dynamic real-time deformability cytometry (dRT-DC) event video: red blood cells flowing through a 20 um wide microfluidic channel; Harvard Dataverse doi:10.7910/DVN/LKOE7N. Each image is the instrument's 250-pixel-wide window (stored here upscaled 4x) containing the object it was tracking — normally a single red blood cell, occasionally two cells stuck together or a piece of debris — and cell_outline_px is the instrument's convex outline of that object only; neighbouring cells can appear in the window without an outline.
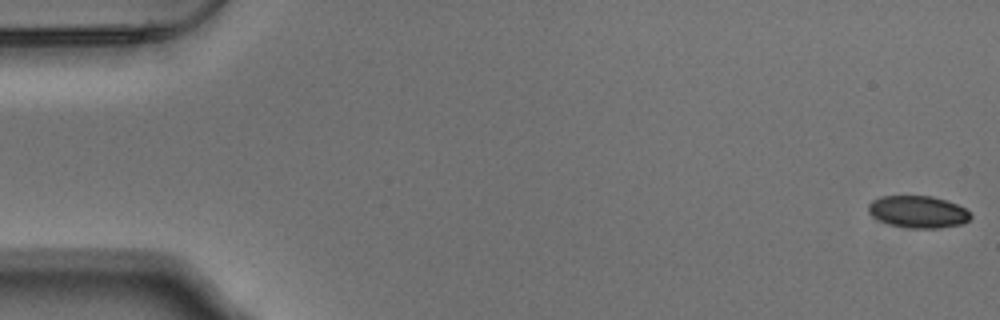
{"species": "Egyptian fruit bat (a non-hibernating species)", "species_latin": "Rousettus aegyptiacus", "temperature_condition": "warm", "stored_images_in_passage": 32, "camera_frame_rate_fps": 3000, "um_per_image_px": 0.085, "animal": {"sex": "male"}, "frame": {"image": 1, "passage_image": 1, "time_ms": 0.0, "image_size_px": [1000, 320], "cell_outline_px": [[972, 216], [968, 220], [960, 224], [940, 228], [908, 228], [888, 224], [872, 216], [868, 212], [868, 204], [872, 200], [880, 196], [932, 196], [956, 204], [964, 208]], "centroid_in_image_um": [77.99, 18.0], "position_along_channel_um": 7.0, "area_um2": 19.02}}
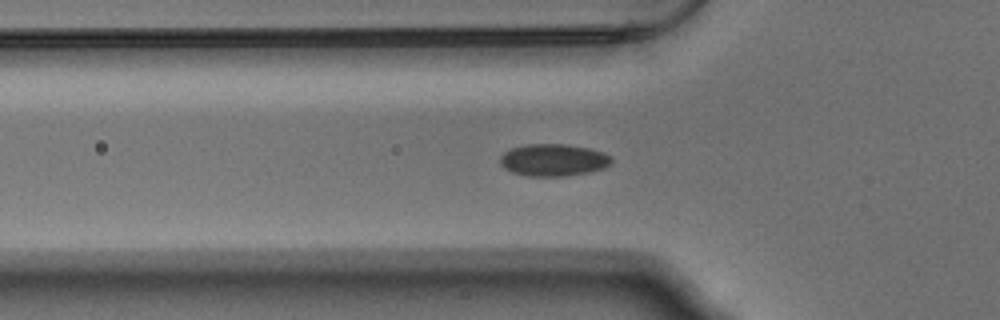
{"frame": {"image": 2, "passage_image": 18, "time_ms": 5.667, "image_size_px": [1000, 320], "cell_outline_px": [[612, 164], [604, 168], [588, 172], [568, 176], [528, 176], [512, 172], [504, 168], [500, 164], [500, 156], [504, 152], [512, 148], [528, 144], [568, 144], [588, 148], [604, 152], [612, 156]], "centroid_in_image_um": [47.06, 13.6], "position_along_channel_um": 78.7, "area_um2": 21.04}}
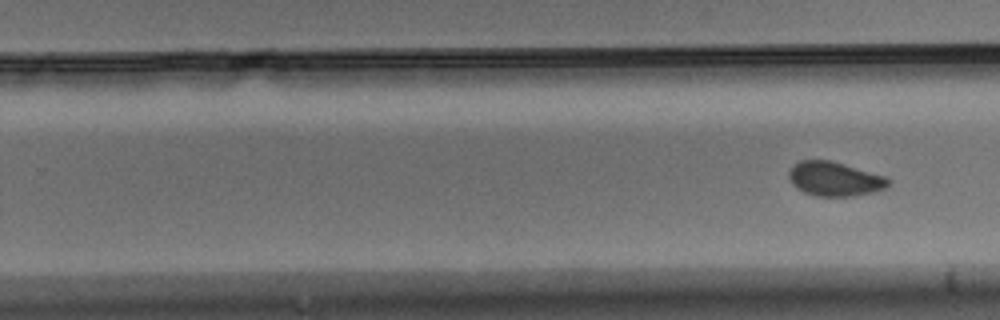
{"frame": {"image": 3, "passage_image": 32, "time_ms": 10.333, "image_size_px": [1000, 320], "cell_outline_px": [[892, 184], [888, 188], [876, 192], [856, 196], [816, 196], [804, 192], [796, 188], [792, 184], [788, 176], [788, 172], [792, 164], [800, 160], [832, 160], [888, 176], [892, 180]], "centroid_in_image_um": [71.02, 15.2], "position_along_channel_um": 258.8, "area_um2": 20.58}}